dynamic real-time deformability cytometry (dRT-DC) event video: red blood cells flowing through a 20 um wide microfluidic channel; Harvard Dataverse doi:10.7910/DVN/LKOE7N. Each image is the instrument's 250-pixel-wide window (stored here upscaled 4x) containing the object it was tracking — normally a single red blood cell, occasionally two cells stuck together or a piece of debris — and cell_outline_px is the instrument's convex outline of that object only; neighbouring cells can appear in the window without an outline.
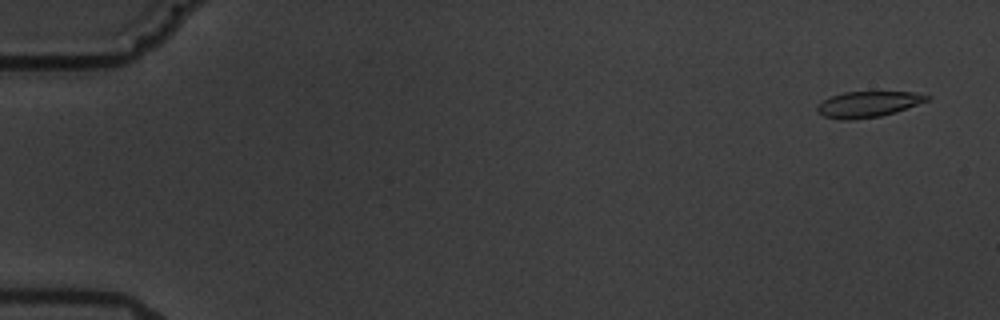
{"species": "common noctule bat (a hibernating species)", "species_latin": "Nyctalus noctula", "temperature_condition": "warm", "stored_images_in_passage": 17, "camera_frame_rate_fps": 3000, "um_per_image_px": 0.085, "animal": {"sex": "male", "body_mass_g": 19.5, "forearm_length_mm": 54.6}, "frame": {"image": 1, "passage_image": 1, "time_ms": 0.0, "image_size_px": [1000, 320], "cell_outline_px": [[932, 96], [928, 100], [896, 112], [880, 116], [848, 120], [840, 120], [824, 116], [816, 112], [816, 104], [832, 96], [844, 92], [912, 92]], "centroid_in_image_um": [73.74, 8.86], "position_along_channel_um": 11.3, "area_um2": 16.47}}
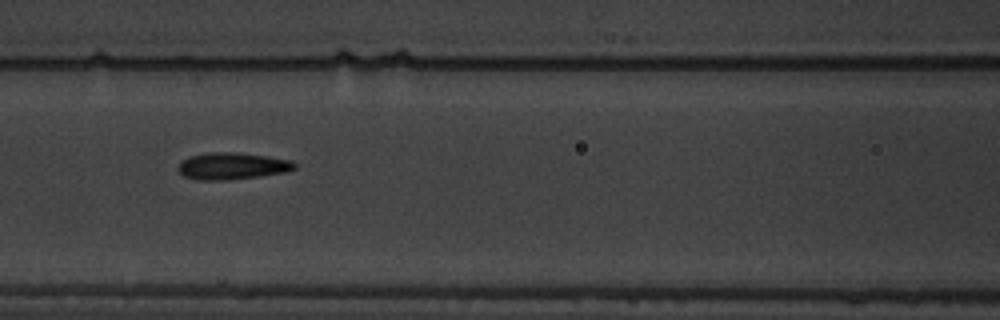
{"frame": {"image": 2, "passage_image": 8, "time_ms": 8.0, "image_size_px": [1000, 320], "cell_outline_px": [[296, 168], [284, 172], [260, 176], [224, 180], [196, 180], [184, 176], [176, 168], [180, 160], [188, 156], [208, 152], [236, 152], [268, 156], [292, 160], [296, 164]], "centroid_in_image_um": [19.69, 14.1], "position_along_channel_um": 146.9, "area_um2": 18.44}}
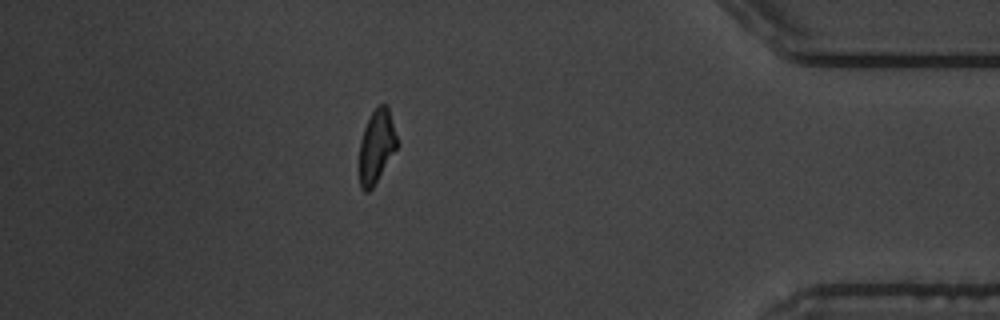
{"frame": {"image": 3, "passage_image": 15, "time_ms": 16.333, "image_size_px": [1000, 320], "cell_outline_px": [[400, 144], [372, 188], [368, 192], [364, 192], [360, 188], [360, 140], [364, 128], [372, 112], [380, 104], [388, 104]], "centroid_in_image_um": [32.04, 12.42], "position_along_channel_um": 403.2, "area_um2": 16.3}, "authors_computed_cell_mechanics": {"area_um2": 17.5712, "velocity_mm_per_s": 3.5193, "shape_relaxation_time_tau1_ms": 3.7533, "shape_relaxation_time_tau2_ms": 2.1099, "deformation_change_tau1": 0.1292, "deformation_change_tau2": 0.0669}}